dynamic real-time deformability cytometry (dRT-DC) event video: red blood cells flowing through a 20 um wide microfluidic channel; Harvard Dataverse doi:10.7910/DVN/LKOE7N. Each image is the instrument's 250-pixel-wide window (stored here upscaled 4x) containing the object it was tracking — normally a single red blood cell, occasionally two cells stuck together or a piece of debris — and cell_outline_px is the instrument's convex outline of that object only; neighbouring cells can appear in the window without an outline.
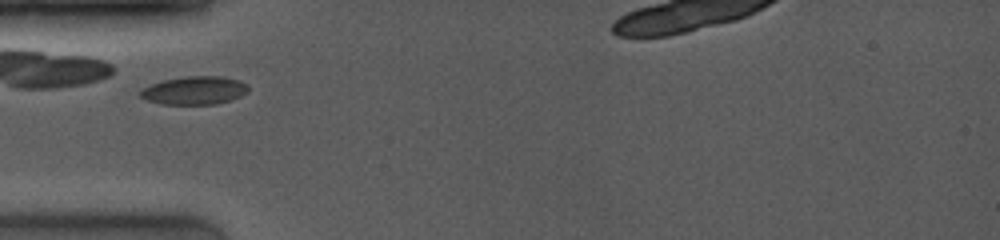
{"species": "common noctule bat (a hibernating species)", "species_latin": "Nyctalus noctula", "temperature_condition": "room temperature", "stored_images_in_passage": 5, "camera_frame_rate_fps": 4000, "um_per_image_px": 0.085, "animal": {"sex": "female", "body_mass_g": 19.0, "forearm_length_mm": 53.3}, "frame": {"image": 1, "passage_image": 3, "time_ms": 1.25, "image_size_px": [1000, 240], "cell_outline_px": [[248, 92], [232, 100], [216, 104], [160, 104], [148, 100], [140, 96], [136, 92], [152, 84], [164, 80], [184, 76], [224, 76], [240, 80], [248, 84]], "centroid_in_image_um": [16.56, 7.68], "position_along_channel_um": 68.4, "area_um2": 17.92}}